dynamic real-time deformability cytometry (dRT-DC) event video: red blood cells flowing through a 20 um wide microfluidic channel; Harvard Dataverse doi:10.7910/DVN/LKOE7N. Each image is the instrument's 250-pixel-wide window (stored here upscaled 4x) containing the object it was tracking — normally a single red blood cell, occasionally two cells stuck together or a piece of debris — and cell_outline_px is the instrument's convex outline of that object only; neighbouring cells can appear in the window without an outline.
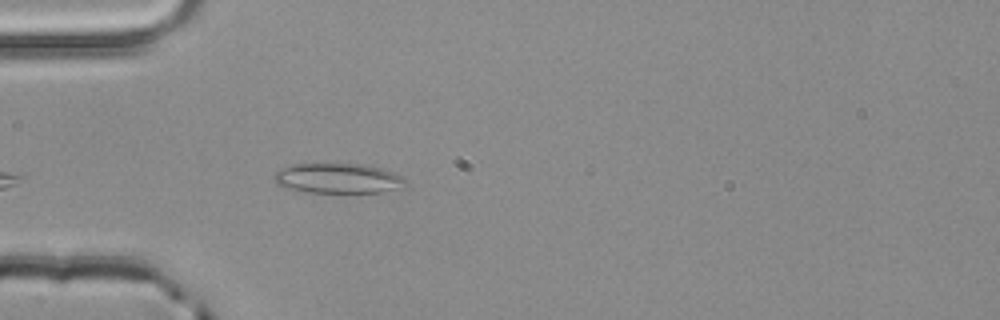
{"species": "common noctule bat (a hibernating species)", "species_latin": "Nyctalus noctula", "temperature_condition": "room temperature", "stored_images_in_passage": 1, "camera_frame_rate_fps": 3000, "um_per_image_px": 0.085, "animal": {"sex": "male", "body_mass_g": 20.4}, "frame": {"image": 1, "passage_image": 1, "time_ms": 0.0, "image_size_px": [1000, 320], "cell_outline_px": [[408, 184], [384, 192], [312, 192], [288, 188], [276, 184], [272, 176], [280, 168], [292, 164], [364, 164], [384, 168], [404, 176], [408, 180]], "centroid_in_image_um": [28.77, 15.14], "position_along_channel_um": 56.2, "area_um2": 23.12}}